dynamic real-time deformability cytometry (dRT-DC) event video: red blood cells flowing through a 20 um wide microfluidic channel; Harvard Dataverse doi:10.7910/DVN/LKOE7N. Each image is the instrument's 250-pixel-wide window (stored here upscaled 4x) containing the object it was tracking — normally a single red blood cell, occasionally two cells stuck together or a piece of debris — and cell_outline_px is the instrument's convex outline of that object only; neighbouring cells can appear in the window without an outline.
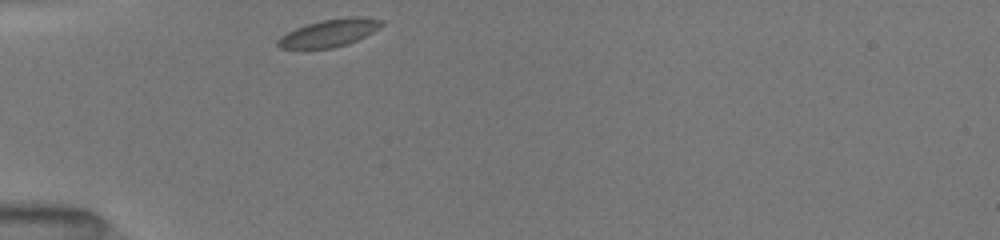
{"species": "common noctule bat (a hibernating species)", "species_latin": "Nyctalus noctula", "temperature_condition": "room temperature", "stored_images_in_passage": 5, "camera_frame_rate_fps": 3000, "um_per_image_px": 0.085, "animal": {"sex": "female", "body_mass_g": 19.5, "forearm_length_mm": 54.1}, "frame": {"image": 1, "passage_image": 1, "time_ms": 0.0, "image_size_px": [1000, 240], "cell_outline_px": [[384, 24], [380, 28], [356, 40], [332, 48], [280, 48], [276, 44], [276, 40], [280, 36], [296, 28], [320, 20], [348, 16], [360, 16], [384, 20]], "centroid_in_image_um": [28.0, 2.78], "position_along_channel_um": 57.0, "area_um2": 16.53}}
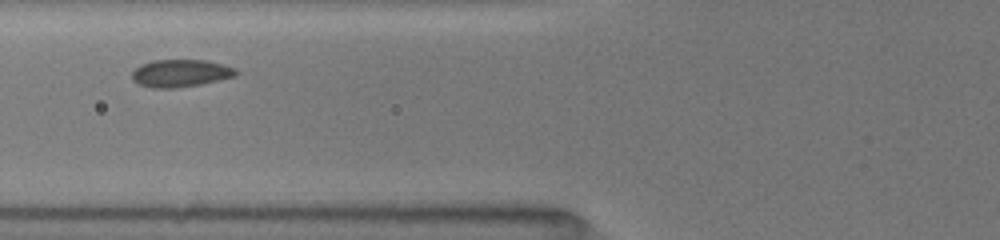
{"frame": {"image": 2, "passage_image": 4, "time_ms": 1.667, "image_size_px": [1000, 240], "cell_outline_px": [[240, 72], [236, 76], [220, 80], [200, 84], [172, 88], [152, 88], [136, 84], [132, 80], [132, 72], [140, 64], [152, 60], [208, 60], [236, 68]], "centroid_in_image_um": [15.35, 6.22], "position_along_channel_um": 110.5, "area_um2": 16.88}}